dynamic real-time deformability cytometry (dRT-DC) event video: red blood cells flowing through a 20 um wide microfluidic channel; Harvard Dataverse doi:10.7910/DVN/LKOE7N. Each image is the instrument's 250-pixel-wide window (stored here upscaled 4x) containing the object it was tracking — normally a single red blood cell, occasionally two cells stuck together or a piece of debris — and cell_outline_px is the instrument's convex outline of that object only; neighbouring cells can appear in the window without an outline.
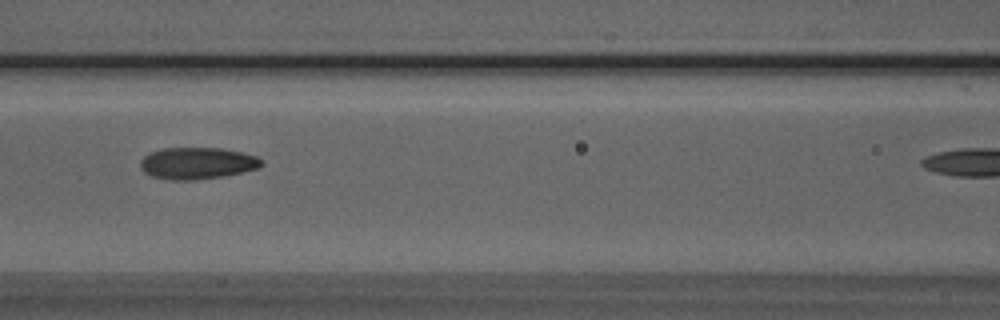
{"species": "Egyptian fruit bat (a non-hibernating species)", "species_latin": "Rousettus aegyptiacus", "temperature_condition": "room temperature", "stored_images_in_passage": 40, "camera_frame_rate_fps": 3000, "um_per_image_px": 0.085, "animal": {"sex": "male"}, "frame": {"image": 1, "passage_image": 21, "time_ms": 6.667, "image_size_px": [1000, 320], "cell_outline_px": [[264, 164], [260, 168], [224, 176], [196, 180], [172, 180], [152, 176], [144, 172], [140, 168], [140, 160], [144, 156], [152, 152], [164, 148], [220, 148], [240, 152], [256, 156]], "centroid_in_image_um": [16.76, 13.88], "position_along_channel_um": 149.8, "area_um2": 22.37}}
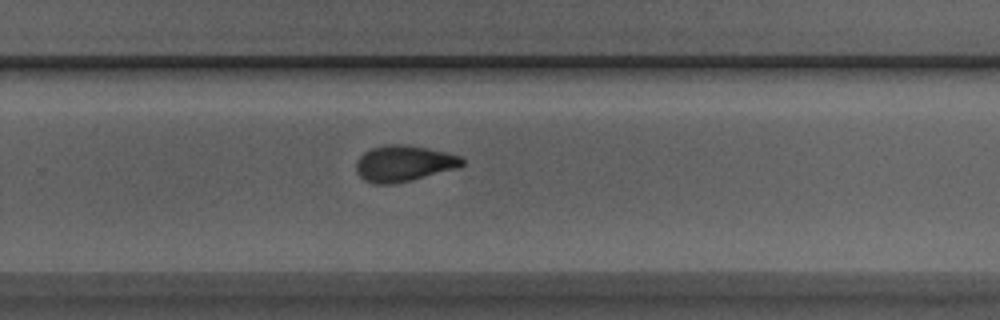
{"frame": {"image": 2, "passage_image": 32, "time_ms": 10.333, "image_size_px": [1000, 320], "cell_outline_px": [[464, 164], [460, 168], [412, 180], [392, 184], [376, 184], [364, 180], [356, 172], [356, 160], [364, 152], [372, 148], [388, 144], [404, 144], [444, 152], [460, 156], [464, 160]], "centroid_in_image_um": [34.32, 13.9], "position_along_channel_um": 295.5, "area_um2": 22.31}}
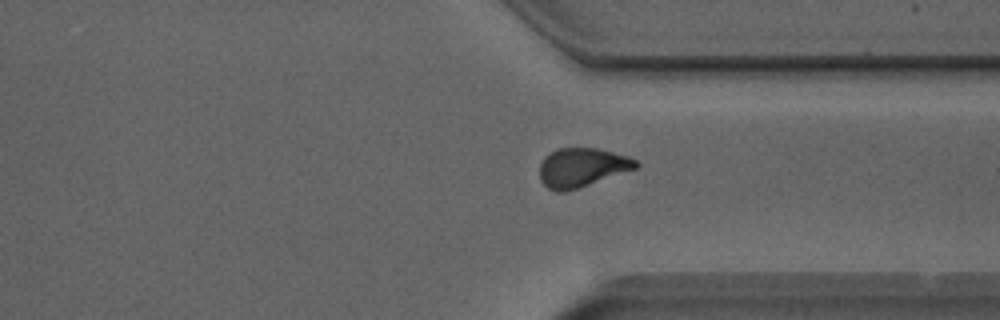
{"frame": {"image": 3, "passage_image": 37, "time_ms": 12.0, "image_size_px": [1000, 320], "cell_outline_px": [[640, 164], [636, 168], [564, 192], [556, 192], [548, 188], [540, 180], [540, 164], [544, 156], [556, 148], [596, 148], [628, 156], [636, 160]], "centroid_in_image_um": [49.42, 14.22], "position_along_channel_um": 362.0, "area_um2": 21.62}}